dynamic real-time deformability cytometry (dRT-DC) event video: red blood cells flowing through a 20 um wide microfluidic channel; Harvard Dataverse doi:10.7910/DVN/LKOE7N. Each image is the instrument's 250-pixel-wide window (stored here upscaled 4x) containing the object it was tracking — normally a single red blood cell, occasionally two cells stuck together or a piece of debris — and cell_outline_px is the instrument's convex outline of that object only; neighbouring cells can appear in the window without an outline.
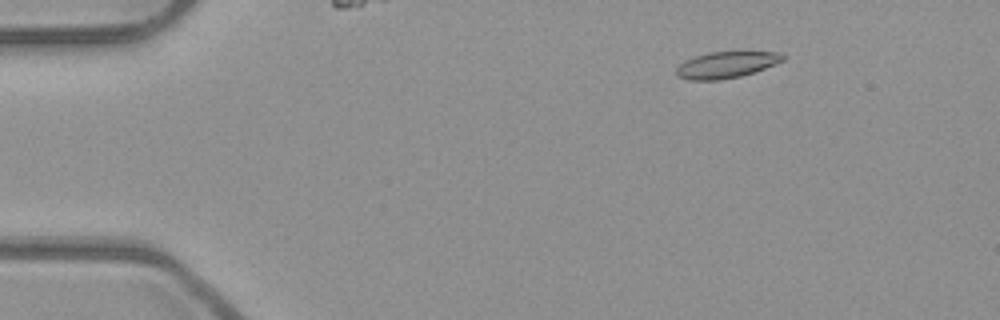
{"species": "common noctule bat (a hibernating species)", "species_latin": "Nyctalus noctula", "temperature_condition": "room temperature", "stored_images_in_passage": 5, "camera_frame_rate_fps": 3000, "um_per_image_px": 0.085, "animal": {"sex": "male", "body_mass_g": 23.1, "forearm_length_mm": 52.7}, "frame": {"image": 1, "passage_image": 3, "time_ms": 0.667, "image_size_px": [1000, 320], "cell_outline_px": [[784, 60], [776, 64], [740, 76], [720, 80], [688, 80], [676, 76], [676, 68], [684, 60], [708, 52], [780, 52], [784, 56]], "centroid_in_image_um": [61.69, 5.51], "position_along_channel_um": 23.3, "area_um2": 16.3}}